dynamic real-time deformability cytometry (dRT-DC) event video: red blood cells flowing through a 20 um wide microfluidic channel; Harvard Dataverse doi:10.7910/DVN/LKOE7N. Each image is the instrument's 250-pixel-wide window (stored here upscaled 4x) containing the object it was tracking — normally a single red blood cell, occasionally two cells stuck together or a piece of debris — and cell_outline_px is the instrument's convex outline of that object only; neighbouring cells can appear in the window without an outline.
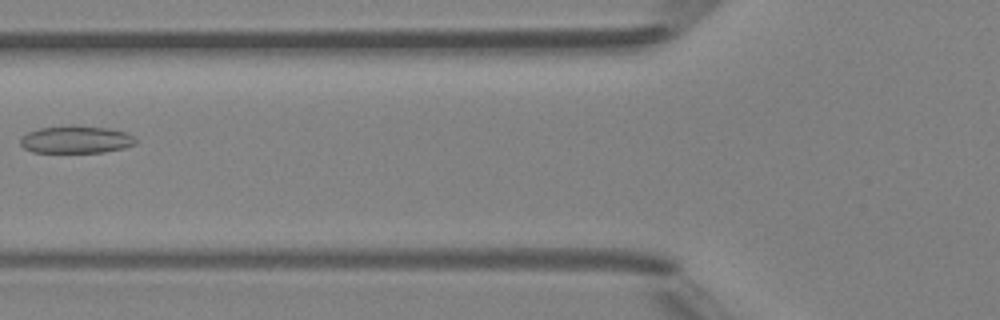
{"species": "Egyptian fruit bat (a non-hibernating species)", "species_latin": "Rousettus aegyptiacus", "temperature_condition": "room temperature", "stored_images_in_passage": 3, "camera_frame_rate_fps": 3000, "um_per_image_px": 0.085, "animal": {"sex": "female"}, "frame": {"image": 1, "passage_image": 3, "time_ms": 2.333, "image_size_px": [1000, 320], "cell_outline_px": [[136, 144], [124, 148], [104, 152], [32, 152], [24, 148], [20, 144], [20, 136], [28, 132], [40, 128], [68, 124], [76, 124], [112, 128], [124, 132], [132, 136], [136, 140]], "centroid_in_image_um": [6.44, 11.84], "position_along_channel_um": 119.4, "area_um2": 18.84}}